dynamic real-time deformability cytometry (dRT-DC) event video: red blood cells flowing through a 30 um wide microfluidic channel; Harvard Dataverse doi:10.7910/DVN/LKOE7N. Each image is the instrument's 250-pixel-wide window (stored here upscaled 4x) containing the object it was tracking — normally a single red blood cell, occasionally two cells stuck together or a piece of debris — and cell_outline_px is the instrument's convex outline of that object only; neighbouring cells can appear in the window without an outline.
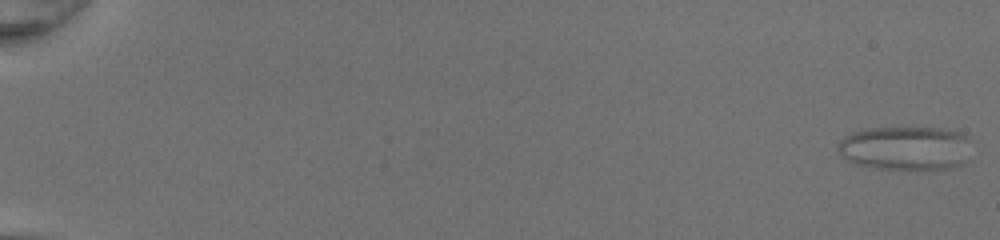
{"species": "common noctule bat (a hibernating species)", "species_latin": "Nyctalus noctula", "temperature_condition": "room temperature", "stored_images_in_passage": 16, "segment_of_instrument_passage": [1, 2], "camera_frame_rate_fps": 3000, "um_per_image_px": 0.085, "animal": {"sex": "female", "body_mass_g": 20.0, "forearm_length_mm": 54.0}, "frame": {"image": 1, "passage_image": 1, "time_ms": 0.0, "image_size_px": [1000, 240], "cell_outline_px": [[972, 140], [968, 160], [964, 164], [956, 168], [932, 172], [928, 172], [872, 168], [856, 164], [848, 160], [840, 152], [840, 140], [844, 136], [852, 132], [872, 128], [940, 128], [960, 132]], "centroid_in_image_um": [77.1, 12.65], "position_along_channel_um": 7.9, "area_um2": 35.43}}